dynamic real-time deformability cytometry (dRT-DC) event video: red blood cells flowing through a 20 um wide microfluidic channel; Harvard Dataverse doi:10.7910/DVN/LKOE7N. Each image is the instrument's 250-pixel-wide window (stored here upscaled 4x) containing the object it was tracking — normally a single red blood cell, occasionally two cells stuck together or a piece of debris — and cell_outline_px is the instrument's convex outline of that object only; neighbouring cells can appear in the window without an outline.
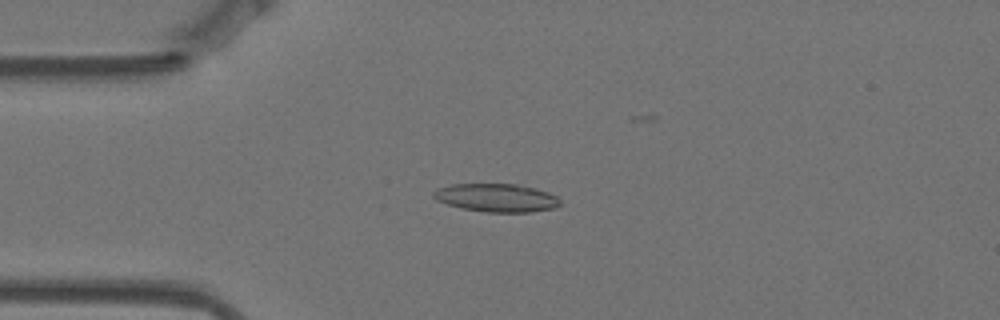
{"species": "Egyptian fruit bat (a non-hibernating species)", "species_latin": "Rousettus aegyptiacus", "temperature_condition": "warm", "stored_images_in_passage": 57, "camera_frame_rate_fps": 3000, "um_per_image_px": 0.085, "animal": {"sex": "female"}, "frame": {"image": 1, "passage_image": 14, "time_ms": 4.333, "image_size_px": [1000, 320], "cell_outline_px": [[560, 204], [556, 208], [532, 212], [488, 212], [460, 208], [436, 200], [432, 196], [432, 192], [436, 188], [452, 184], [516, 184], [548, 192], [556, 196], [560, 200]], "centroid_in_image_um": [42.18, 16.81], "position_along_channel_um": 42.8, "area_um2": 20.87}}
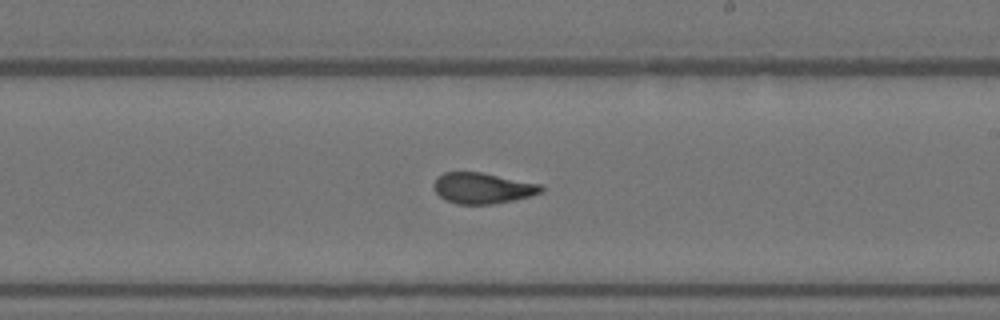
{"frame": {"image": 2, "passage_image": 33, "time_ms": 10.667, "image_size_px": [1000, 320], "cell_outline_px": [[544, 192], [512, 200], [492, 204], [456, 204], [440, 196], [436, 192], [432, 184], [444, 172], [480, 172], [540, 184], [544, 188]], "centroid_in_image_um": [41.02, 15.99], "position_along_channel_um": 248.0, "area_um2": 19.02}}
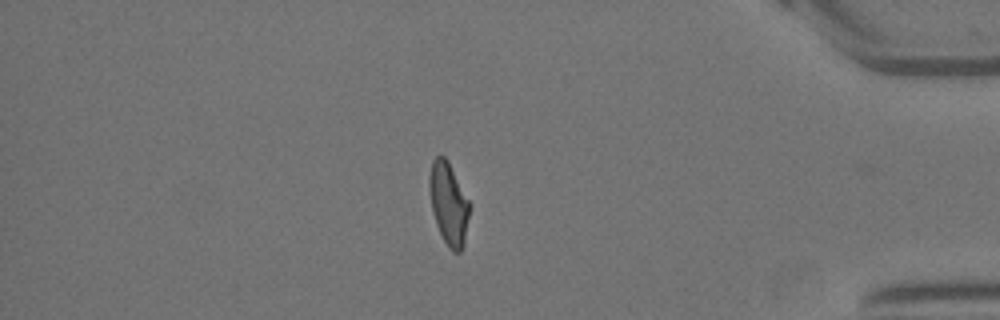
{"frame": {"image": 3, "passage_image": 49, "time_ms": 16.0, "image_size_px": [1000, 320], "cell_outline_px": [[472, 204], [464, 244], [460, 252], [452, 252], [448, 248], [436, 224], [432, 212], [428, 188], [428, 176], [432, 160], [436, 156], [444, 156], [448, 160]], "centroid_in_image_um": [38.14, 17.29], "position_along_channel_um": 397.1, "area_um2": 19.88}, "authors_computed_cell_mechanics": {"area_um2": 19.7098, "velocity_mm_per_s": 3.5001, "shape_relaxation_time_tau1_ms": 5.0002, "shape_relaxation_time_tau2_ms": 1.9288, "deformation_change_tau1": 0.1899, "deformation_change_tau2": 0.0937}}